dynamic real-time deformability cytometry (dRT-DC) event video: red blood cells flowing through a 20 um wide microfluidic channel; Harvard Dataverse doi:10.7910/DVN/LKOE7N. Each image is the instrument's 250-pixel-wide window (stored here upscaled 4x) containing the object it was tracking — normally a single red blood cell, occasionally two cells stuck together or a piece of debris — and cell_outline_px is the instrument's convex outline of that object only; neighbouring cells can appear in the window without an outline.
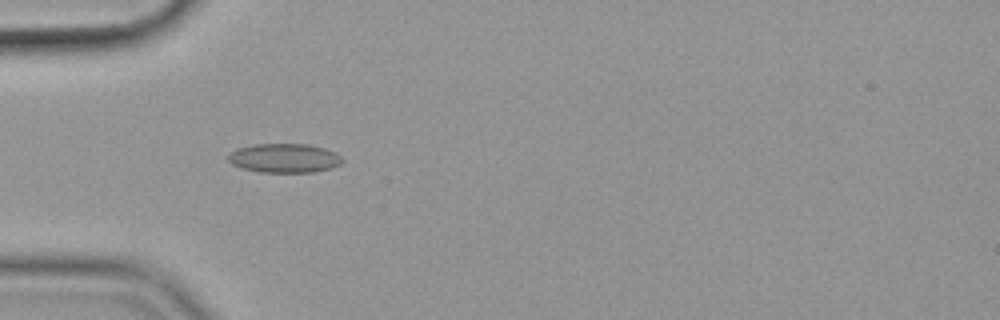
{"species": "common noctule bat (a hibernating species)", "species_latin": "Nyctalus noctula", "temperature_condition": "cold", "stored_images_in_passage": 41, "camera_frame_rate_fps": 3000, "um_per_image_px": 0.085, "animal": {"sex": "female", "body_mass_g": 19.9}, "frame": {"image": 1, "passage_image": 2, "time_ms": 0.333, "image_size_px": [1000, 320], "cell_outline_px": [[344, 160], [340, 164], [332, 168], [312, 172], [260, 172], [240, 168], [232, 164], [228, 160], [228, 156], [236, 148], [252, 144], [308, 144], [324, 148], [336, 152]], "centroid_in_image_um": [24.17, 13.44], "position_along_channel_um": 60.8, "area_um2": 19.48}}
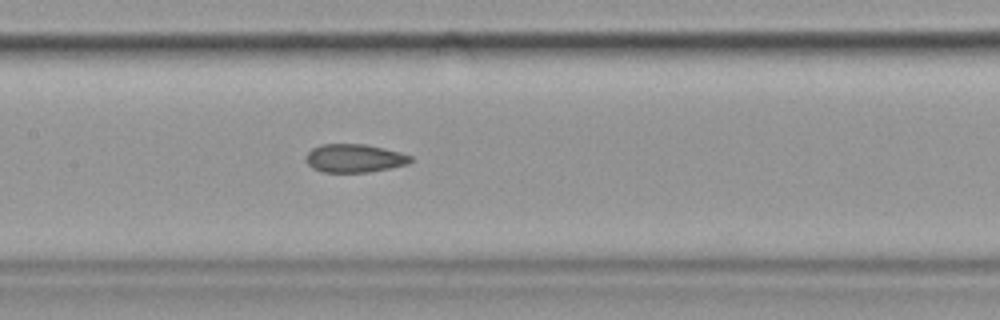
{"frame": {"image": 2, "passage_image": 12, "time_ms": 3.667, "image_size_px": [1000, 320], "cell_outline_px": [[412, 160], [408, 164], [368, 172], [324, 172], [312, 168], [304, 160], [304, 156], [312, 148], [320, 144], [364, 144], [384, 148], [400, 152], [412, 156]], "centroid_in_image_um": [30.09, 13.44], "position_along_channel_um": 177.3, "area_um2": 17.34}}
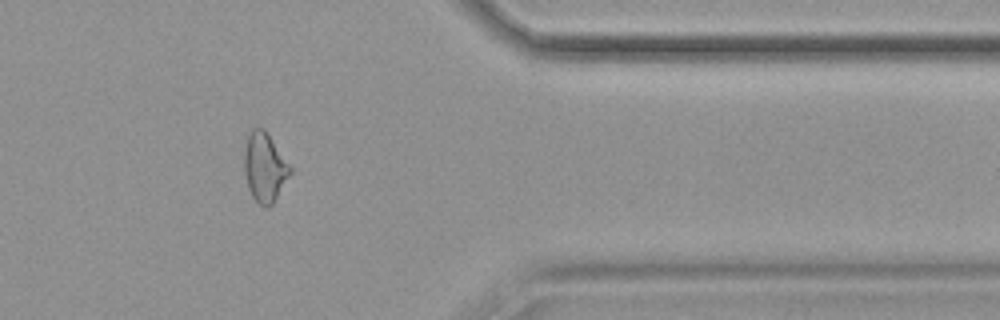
{"frame": {"image": 3, "passage_image": 31, "time_ms": 10.0, "image_size_px": [1000, 320], "cell_outline_px": [[292, 172], [272, 204], [268, 208], [264, 208], [252, 196], [248, 188], [244, 172], [244, 152], [248, 136], [252, 128], [264, 128], [292, 168]], "centroid_in_image_um": [22.49, 14.23], "position_along_channel_um": 388.9, "area_um2": 18.38}, "authors_computed_cell_mechanics": {"area_um2": 18.1492, "velocity_mm_per_s": 3.5927, "shape_relaxation_time_tau1_ms": null, "shape_relaxation_time_tau2_ms": 2.0747, "deformation_change_tau1": null, "deformation_change_tau2": 0.0758}}